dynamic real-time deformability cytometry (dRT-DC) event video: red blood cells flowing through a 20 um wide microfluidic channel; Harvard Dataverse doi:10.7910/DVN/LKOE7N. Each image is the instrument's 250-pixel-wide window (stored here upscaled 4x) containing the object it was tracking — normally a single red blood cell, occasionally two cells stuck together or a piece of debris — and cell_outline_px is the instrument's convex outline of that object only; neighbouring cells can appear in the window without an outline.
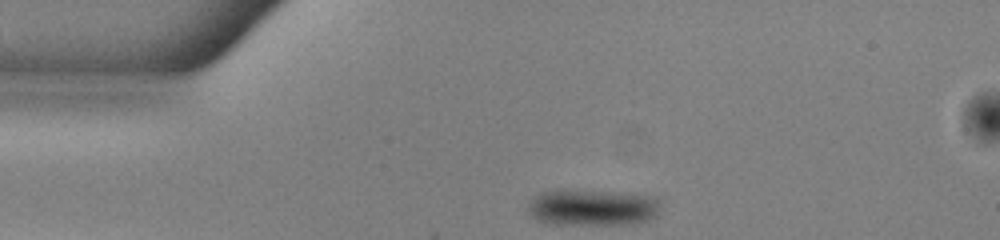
{"species": "common noctule bat (a hibernating species)", "species_latin": "Nyctalus noctula", "temperature_condition": "warm", "stored_images_in_passage": 42, "camera_frame_rate_fps": 3000, "um_per_image_px": 0.085, "animal": {"sex": "male", "body_mass_g": 13.0, "forearm_length_mm": 53.1}, "frame": {"image": 1, "passage_image": 1, "time_ms": 0.0, "image_size_px": [1000, 240], "cell_outline_px": [[660, 208], [656, 216], [648, 220], [628, 224], [548, 224], [536, 220], [528, 212], [528, 204], [540, 192], [556, 188], [568, 188], [616, 192], [656, 196], [660, 200]], "centroid_in_image_um": [50.33, 17.61], "position_along_channel_um": 34.7, "area_um2": 28.9}}
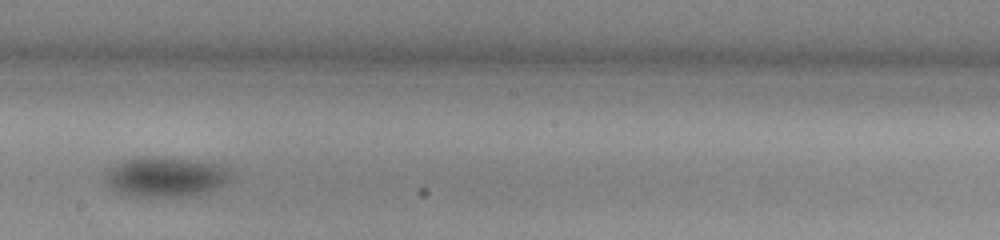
{"frame": {"image": 2, "passage_image": 19, "time_ms": 6.0, "image_size_px": [1000, 240], "cell_outline_px": [[232, 180], [208, 192], [196, 196], [136, 196], [116, 192], [108, 184], [108, 172], [116, 164], [124, 160], [184, 160], [220, 164], [228, 172]], "centroid_in_image_um": [14.15, 15.11], "position_along_channel_um": 234.0, "area_um2": 27.57}}
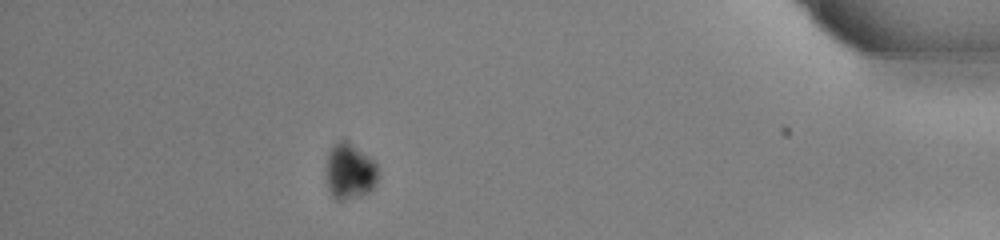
{"frame": {"image": 3, "passage_image": 36, "time_ms": 11.667, "image_size_px": [1000, 240], "cell_outline_px": [[376, 180], [372, 188], [368, 192], [360, 196], [340, 200], [336, 200], [332, 196], [328, 188], [328, 156], [332, 144], [340, 140], [348, 140], [368, 156], [376, 164]], "centroid_in_image_um": [29.71, 14.55], "position_along_channel_um": 405.5, "area_um2": 16.42}}